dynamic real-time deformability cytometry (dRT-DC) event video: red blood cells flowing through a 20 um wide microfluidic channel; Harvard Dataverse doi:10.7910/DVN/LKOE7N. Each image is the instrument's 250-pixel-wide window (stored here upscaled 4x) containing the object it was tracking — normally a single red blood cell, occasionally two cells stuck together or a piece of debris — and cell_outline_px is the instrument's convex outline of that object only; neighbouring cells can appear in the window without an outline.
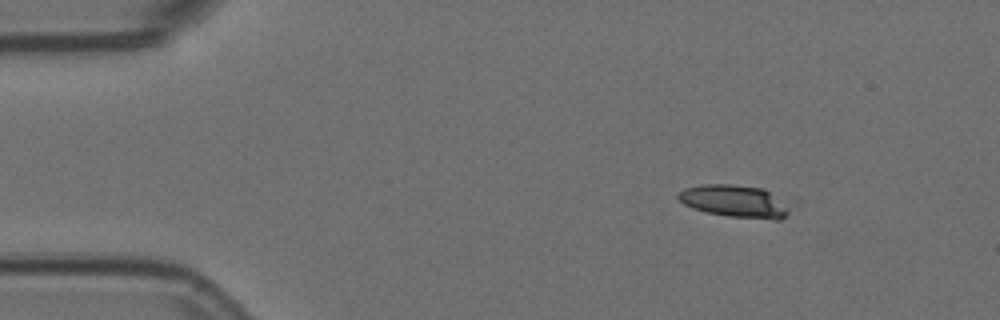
{"species": "Egyptian fruit bat (a non-hibernating species)", "species_latin": "Rousettus aegyptiacus", "temperature_condition": "room temperature", "stored_images_in_passage": 8, "camera_frame_rate_fps": 3000, "um_per_image_px": 0.085, "animal": {"sex": "female"}, "frame": {"image": 1, "passage_image": 2, "time_ms": 0.333, "image_size_px": [1000, 320], "cell_outline_px": [[800, 204], [780, 220], [776, 220], [728, 216], [708, 212], [692, 208], [684, 204], [676, 196], [684, 188], [704, 184], [732, 184], [764, 188], [796, 196], [800, 200]], "centroid_in_image_um": [62.84, 17.08], "position_along_channel_um": 22.2, "area_um2": 22.95}}
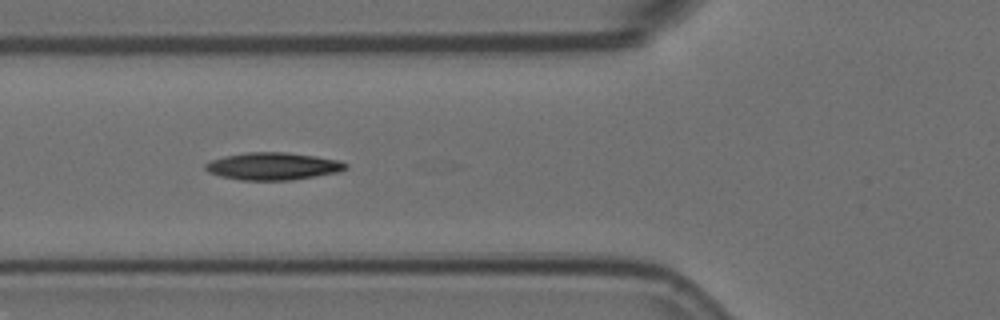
{"frame": {"image": 2, "passage_image": 6, "time_ms": 1.667, "image_size_px": [1000, 320], "cell_outline_px": [[348, 168], [340, 172], [292, 180], [240, 180], [220, 176], [208, 172], [204, 168], [204, 164], [212, 160], [224, 156], [248, 152], [288, 152], [316, 156], [340, 160], [348, 164]], "centroid_in_image_um": [23.23, 14.13], "position_along_channel_um": 102.6, "area_um2": 22.6}}
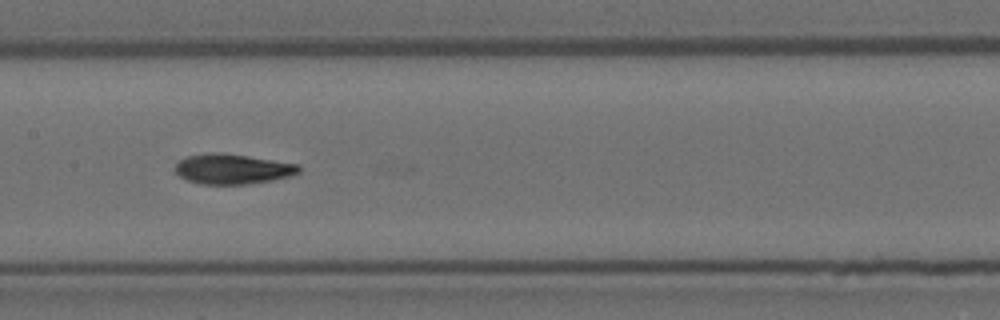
{"frame": {"image": 3, "passage_image": 8, "time_ms": 2.333, "image_size_px": [1000, 320], "cell_outline_px": [[300, 172], [288, 176], [272, 180], [244, 184], [200, 184], [188, 180], [180, 176], [176, 172], [176, 164], [180, 160], [188, 156], [208, 152], [224, 152], [300, 164]], "centroid_in_image_um": [19.77, 14.35], "position_along_channel_um": 187.6, "area_um2": 21.68}}